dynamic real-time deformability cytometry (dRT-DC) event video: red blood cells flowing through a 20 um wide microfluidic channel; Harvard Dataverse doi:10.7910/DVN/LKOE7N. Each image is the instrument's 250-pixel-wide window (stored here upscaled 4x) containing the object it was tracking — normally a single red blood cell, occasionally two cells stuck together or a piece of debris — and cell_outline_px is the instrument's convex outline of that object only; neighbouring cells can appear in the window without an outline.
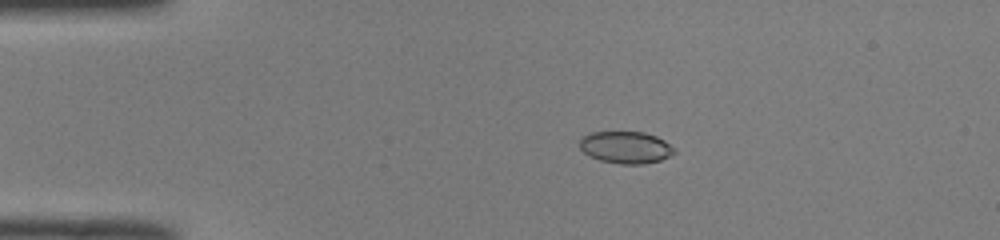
{"species": "common noctule bat (a hibernating species)", "species_latin": "Nyctalus noctula", "temperature_condition": "room temperature", "stored_images_in_passage": 25, "camera_frame_rate_fps": 3000, "um_per_image_px": 0.085, "animal": {"sex": "male", "body_mass_g": 19.0, "forearm_length_mm": 50.8}, "frame": {"image": 1, "passage_image": 6, "time_ms": 1.667, "image_size_px": [1000, 240], "cell_outline_px": [[676, 152], [660, 160], [644, 164], [620, 164], [600, 160], [588, 156], [580, 148], [580, 136], [592, 132], [644, 132], [656, 136], [664, 140], [676, 148]], "centroid_in_image_um": [53.18, 12.52], "position_along_channel_um": 31.8, "area_um2": 17.8}}
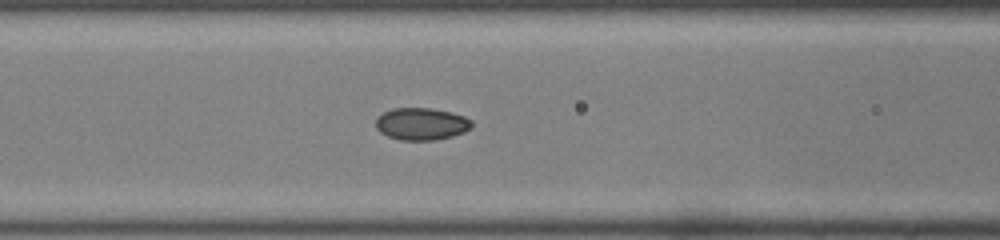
{"frame": {"image": 2, "passage_image": 17, "time_ms": 5.333, "image_size_px": [1000, 240], "cell_outline_px": [[472, 128], [464, 132], [452, 136], [436, 140], [400, 140], [388, 136], [380, 132], [376, 128], [376, 116], [392, 108], [432, 108], [452, 112], [464, 116], [472, 120]], "centroid_in_image_um": [35.83, 10.53], "position_along_channel_um": 130.8, "area_um2": 18.21}}
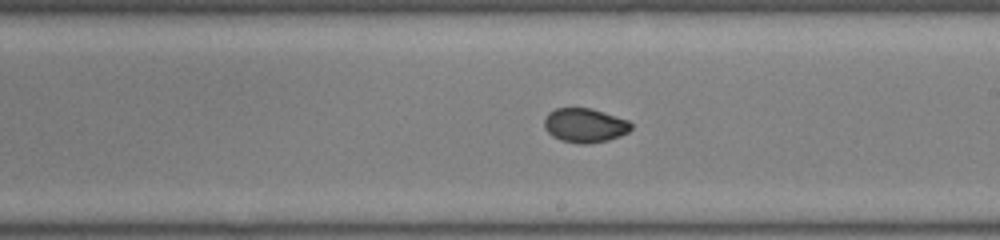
{"frame": {"image": 3, "passage_image": 25, "time_ms": 8.0, "image_size_px": [1000, 240], "cell_outline_px": [[632, 128], [628, 132], [620, 136], [608, 140], [588, 144], [580, 144], [560, 140], [552, 136], [544, 128], [544, 120], [548, 112], [556, 108], [592, 108], [628, 120], [632, 124]], "centroid_in_image_um": [49.7, 10.66], "position_along_channel_um": 239.3, "area_um2": 17.46}}